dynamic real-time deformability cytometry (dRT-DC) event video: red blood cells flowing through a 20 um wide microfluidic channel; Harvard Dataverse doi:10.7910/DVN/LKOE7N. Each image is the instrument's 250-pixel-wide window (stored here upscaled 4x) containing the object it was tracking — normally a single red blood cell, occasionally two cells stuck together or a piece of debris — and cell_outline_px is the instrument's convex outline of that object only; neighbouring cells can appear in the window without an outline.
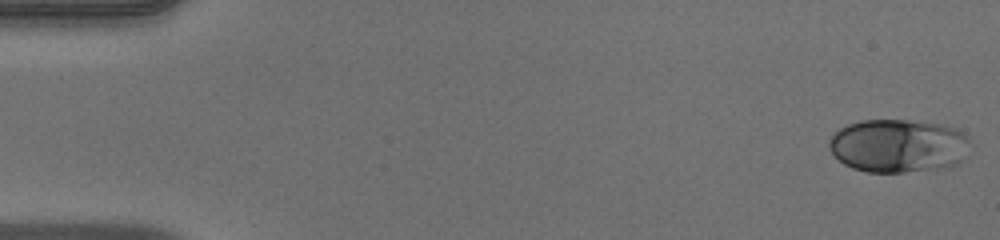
{"species": "human", "species_latin": "Homo sapiens", "temperature_condition": "warm", "stored_images_in_passage": 51, "camera_frame_rate_fps": 3000, "um_per_image_px": 0.085, "donor": {"sex": "male"}, "frame": {"image": 1, "passage_image": 1, "time_ms": 0.0, "image_size_px": [1000, 240], "cell_outline_px": [[968, 140], [960, 160], [956, 164], [936, 168], [904, 172], [864, 172], [852, 168], [844, 164], [828, 148], [828, 140], [840, 128], [848, 124], [860, 120], [908, 120], [944, 124], [956, 128], [968, 136]], "centroid_in_image_um": [76.29, 12.37], "position_along_channel_um": 8.7, "area_um2": 43.52}}
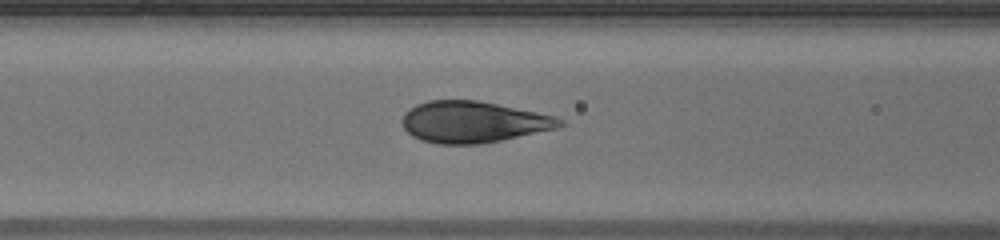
{"frame": {"image": 2, "passage_image": 21, "time_ms": 6.667, "image_size_px": [1000, 240], "cell_outline_px": [[564, 124], [556, 128], [500, 140], [480, 144], [436, 144], [420, 140], [412, 136], [404, 128], [400, 120], [404, 112], [416, 104], [428, 100], [476, 100], [556, 116], [564, 120]], "centroid_in_image_um": [40.16, 10.37], "position_along_channel_um": 126.4, "area_um2": 37.92}}
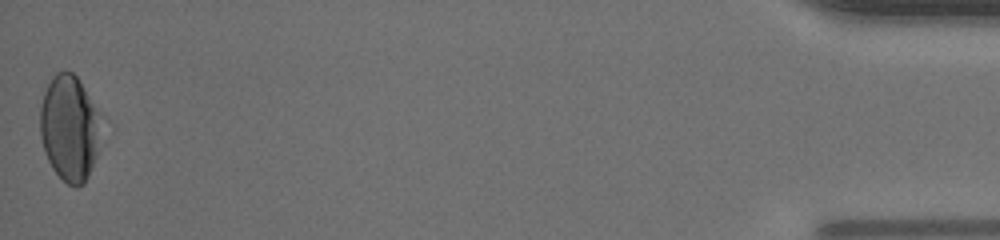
{"frame": {"image": 3, "passage_image": 51, "time_ms": 16.667, "image_size_px": [1000, 240], "cell_outline_px": [[96, 156], [88, 176], [84, 184], [76, 188], [68, 184], [52, 168], [44, 152], [40, 136], [40, 104], [44, 92], [52, 76], [56, 72], [72, 72], [76, 76], [84, 88], [96, 112]], "centroid_in_image_um": [5.81, 10.91], "position_along_channel_um": 429.4, "area_um2": 36.36}, "authors_computed_cell_mechanics": {"area_um2": 39.0728, "velocity_mm_per_s": 3.9757, "shape_relaxation_time_tau1_ms": 5.2157, "shape_relaxation_time_tau2_ms": null, "deformation_change_tau1": 0.2191, "deformation_change_tau2": null}}